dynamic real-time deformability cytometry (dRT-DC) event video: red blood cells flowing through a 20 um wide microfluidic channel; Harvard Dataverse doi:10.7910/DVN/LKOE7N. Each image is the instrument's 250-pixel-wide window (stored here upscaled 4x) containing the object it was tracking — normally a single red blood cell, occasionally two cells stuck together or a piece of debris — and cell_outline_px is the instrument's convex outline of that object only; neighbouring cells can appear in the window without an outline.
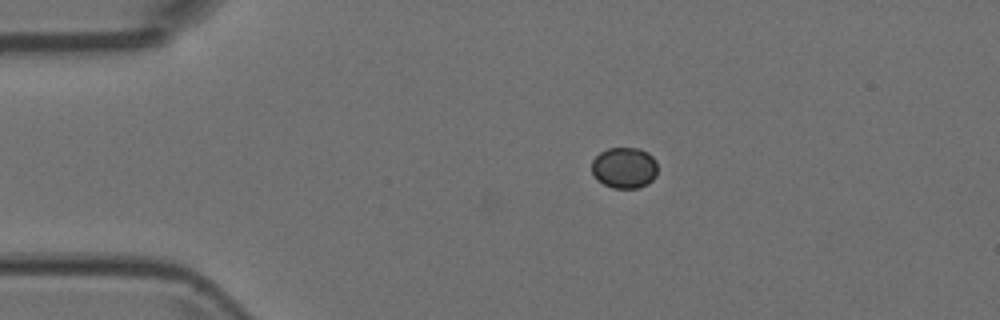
{"species": "Egyptian fruit bat (a non-hibernating species)", "species_latin": "Rousettus aegyptiacus", "temperature_condition": "room temperature", "stored_images_in_passage": 2, "camera_frame_rate_fps": 3000, "um_per_image_px": 0.085, "animal": {"sex": "female"}, "frame": {"image": 1, "passage_image": 1, "time_ms": 0.0, "image_size_px": [1000, 320], "cell_outline_px": [[656, 176], [648, 184], [636, 188], [612, 188], [596, 180], [592, 172], [592, 160], [600, 152], [608, 148], [640, 148], [648, 152], [656, 160]], "centroid_in_image_um": [53.06, 14.26], "position_along_channel_um": 31.9, "area_um2": 15.9}}